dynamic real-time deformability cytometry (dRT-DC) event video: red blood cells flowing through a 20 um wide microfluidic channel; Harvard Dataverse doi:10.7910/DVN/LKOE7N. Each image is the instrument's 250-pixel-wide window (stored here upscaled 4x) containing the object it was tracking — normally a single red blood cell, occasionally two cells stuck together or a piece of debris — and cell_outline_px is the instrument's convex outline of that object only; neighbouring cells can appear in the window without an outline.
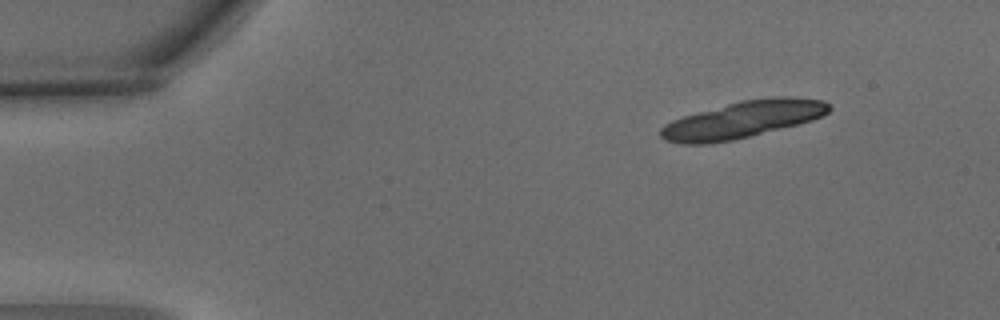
{"species": "common noctule bat (a hibernating species)", "species_latin": "Nyctalus noctula", "temperature_condition": "warm", "stored_images_in_passage": 4, "camera_frame_rate_fps": 3000, "um_per_image_px": 0.085, "animal": {"sex": "male", "body_mass_g": 15.6}, "frame": {"image": 1, "passage_image": 1, "time_ms": 0.0, "image_size_px": [1000, 320], "cell_outline_px": [[832, 108], [824, 116], [812, 120], [732, 140], [708, 144], [680, 144], [664, 140], [660, 136], [660, 128], [664, 124], [672, 120], [684, 116], [740, 100], [776, 96], [788, 96], [824, 100], [832, 104]], "centroid_in_image_um": [63.15, 10.15], "position_along_channel_um": 21.9, "area_um2": 36.18}}
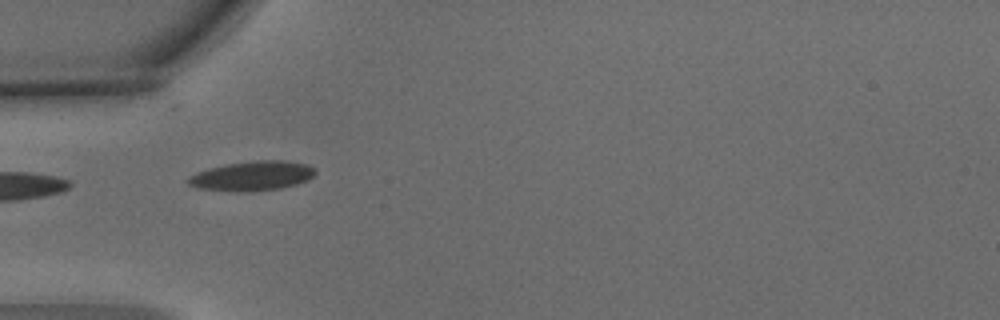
{"frame": {"image": 2, "passage_image": 4, "time_ms": 1.0, "image_size_px": [1000, 320], "cell_outline_px": [[316, 172], [308, 180], [296, 184], [280, 188], [248, 192], [240, 192], [200, 188], [188, 184], [184, 180], [188, 176], [196, 172], [208, 168], [228, 164], [256, 160], [284, 160], [308, 164], [316, 168]], "centroid_in_image_um": [21.43, 14.95], "position_along_channel_um": 63.6, "area_um2": 22.02}}